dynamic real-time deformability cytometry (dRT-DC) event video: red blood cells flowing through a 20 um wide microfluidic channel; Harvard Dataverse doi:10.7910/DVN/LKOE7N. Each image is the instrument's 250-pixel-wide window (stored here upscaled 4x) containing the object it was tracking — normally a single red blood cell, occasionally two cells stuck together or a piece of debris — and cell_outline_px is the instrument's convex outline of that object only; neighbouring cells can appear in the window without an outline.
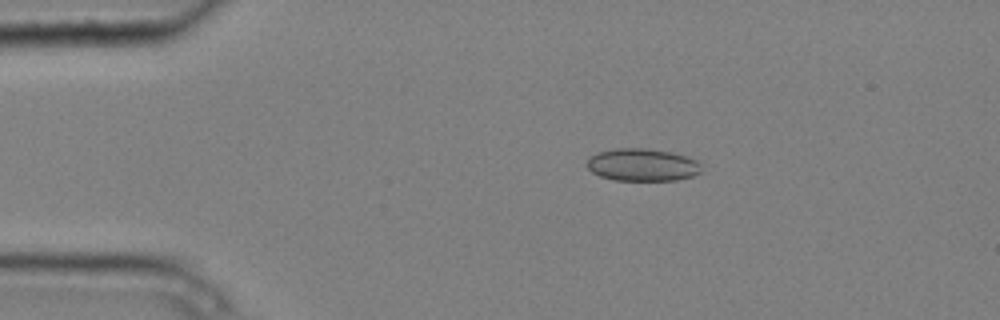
{"species": "common noctule bat (a hibernating species)", "species_latin": "Nyctalus noctula", "temperature_condition": "cold", "stored_images_in_passage": 7, "camera_frame_rate_fps": 3000, "um_per_image_px": 0.085, "animal": {"sex": "male", "body_mass_g": 20.4}, "frame": {"image": 1, "passage_image": 3, "time_ms": 0.667, "image_size_px": [1000, 320], "cell_outline_px": [[700, 172], [692, 176], [676, 180], [612, 180], [600, 176], [592, 172], [588, 168], [588, 156], [596, 152], [616, 148], [648, 148], [672, 152], [688, 156], [696, 160], [700, 164]], "centroid_in_image_um": [54.58, 14.0], "position_along_channel_um": 30.4, "area_um2": 21.85}}
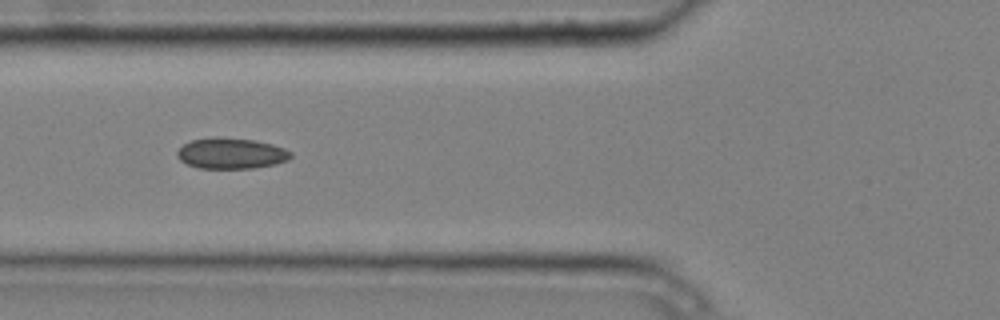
{"frame": {"image": 2, "passage_image": 6, "time_ms": 1.667, "image_size_px": [1000, 320], "cell_outline_px": [[292, 156], [288, 160], [276, 164], [252, 168], [196, 168], [180, 160], [176, 156], [176, 152], [184, 144], [192, 140], [216, 136], [220, 136], [256, 140], [272, 144], [284, 148], [292, 152]], "centroid_in_image_um": [19.65, 13.02], "position_along_channel_um": 106.1, "area_um2": 20.63}}
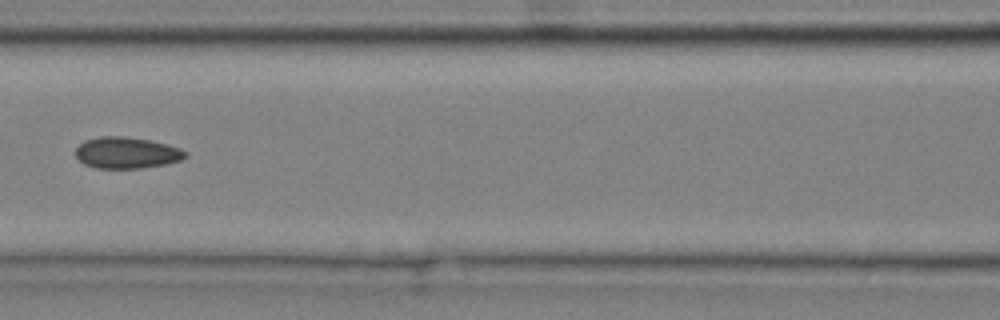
{"frame": {"image": 3, "passage_image": 7, "time_ms": 2.0, "image_size_px": [1000, 320], "cell_outline_px": [[188, 156], [180, 160], [168, 164], [140, 168], [96, 168], [84, 164], [76, 156], [76, 148], [84, 140], [100, 136], [128, 136], [168, 144], [180, 148], [188, 152]], "centroid_in_image_um": [10.79, 12.98], "position_along_channel_um": 155.8, "area_um2": 20.23}}